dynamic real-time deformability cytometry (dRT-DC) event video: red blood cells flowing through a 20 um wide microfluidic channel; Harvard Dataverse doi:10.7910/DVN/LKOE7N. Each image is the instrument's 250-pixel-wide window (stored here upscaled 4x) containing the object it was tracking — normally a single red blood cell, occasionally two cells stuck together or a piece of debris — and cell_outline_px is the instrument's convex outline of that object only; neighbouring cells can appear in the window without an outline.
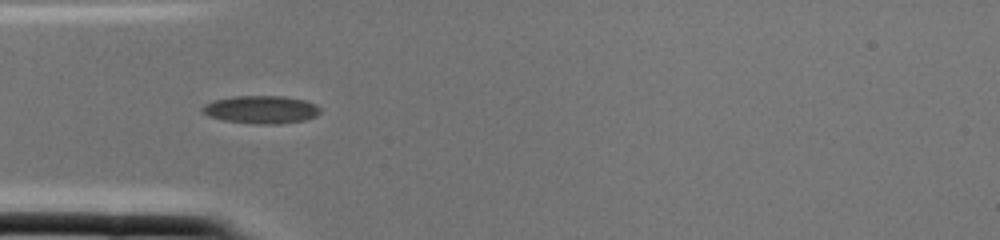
{"species": "common noctule bat (a hibernating species)", "species_latin": "Nyctalus noctula", "temperature_condition": "cold", "stored_images_in_passage": 2, "camera_frame_rate_fps": 3000, "um_per_image_px": 0.085, "animal": {"sex": "female", "body_mass_g": 22.0, "forearm_length_mm": 56.7}, "frame": {"image": 1, "passage_image": 2, "time_ms": 0.333, "image_size_px": [1000, 240], "cell_outline_px": [[320, 112], [316, 116], [304, 120], [280, 124], [260, 124], [224, 120], [208, 116], [200, 112], [200, 108], [204, 104], [212, 100], [236, 96], [284, 96], [304, 100], [316, 104], [320, 108]], "centroid_in_image_um": [22.17, 9.31], "position_along_channel_um": 62.8, "area_um2": 19.25}}